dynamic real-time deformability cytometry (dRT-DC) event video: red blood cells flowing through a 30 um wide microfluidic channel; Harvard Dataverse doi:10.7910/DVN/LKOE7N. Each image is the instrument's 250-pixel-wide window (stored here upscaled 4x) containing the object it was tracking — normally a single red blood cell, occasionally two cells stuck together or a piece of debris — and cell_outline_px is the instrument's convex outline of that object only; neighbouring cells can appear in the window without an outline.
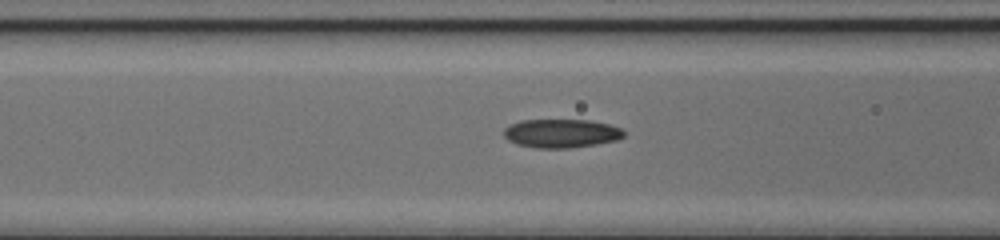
{"species": "common noctule bat (a hibernating species)", "species_latin": "Nyctalus noctula", "temperature_condition": "cold", "stored_images_in_passage": 20, "camera_frame_rate_fps": 3000, "um_per_image_px": 0.085, "animal": {"sex": "female", "body_mass_g": 17.0, "forearm_length_mm": 48.0}, "frame": {"image": 1, "passage_image": 16, "time_ms": 5.0, "image_size_px": [1000, 240], "cell_outline_px": [[624, 136], [616, 140], [596, 144], [568, 148], [536, 148], [516, 144], [508, 140], [504, 136], [504, 128], [508, 124], [520, 120], [588, 120], [608, 124], [620, 128], [624, 132]], "centroid_in_image_um": [47.66, 11.33], "position_along_channel_um": 118.9, "area_um2": 20.06}}
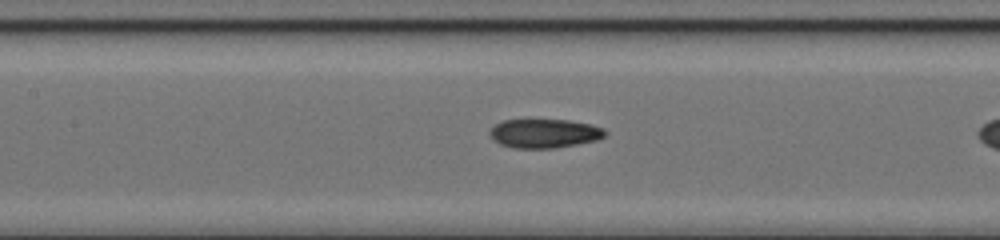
{"frame": {"image": 2, "passage_image": 19, "time_ms": 6.0, "image_size_px": [1000, 240], "cell_outline_px": [[608, 132], [604, 136], [596, 140], [556, 148], [512, 148], [500, 144], [488, 132], [492, 124], [500, 120], [568, 120], [588, 124], [604, 128]], "centroid_in_image_um": [46.24, 11.33], "position_along_channel_um": 161.2, "area_um2": 19.48}}